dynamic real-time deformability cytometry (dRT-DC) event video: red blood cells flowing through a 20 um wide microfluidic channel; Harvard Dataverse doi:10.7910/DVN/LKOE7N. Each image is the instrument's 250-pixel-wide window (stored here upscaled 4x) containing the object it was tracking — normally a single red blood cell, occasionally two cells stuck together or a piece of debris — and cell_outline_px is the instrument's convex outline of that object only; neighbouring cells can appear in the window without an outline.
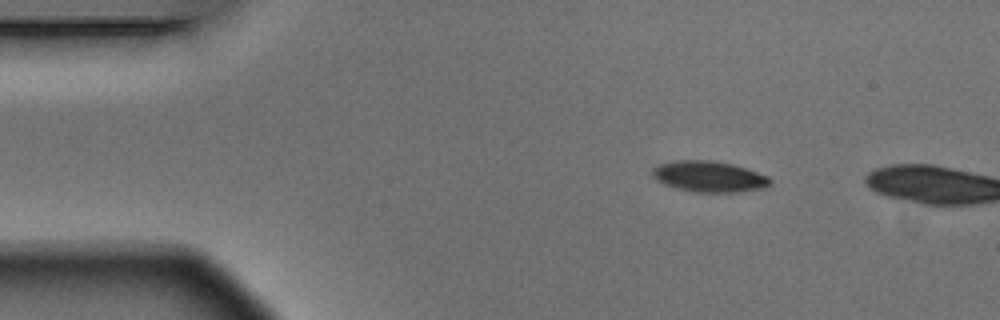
{"species": "Egyptian fruit bat (a non-hibernating species)", "species_latin": "Rousettus aegyptiacus", "temperature_condition": "warm", "stored_images_in_passage": 4, "camera_frame_rate_fps": 3000, "um_per_image_px": 0.085, "animal": {"sex": "male"}, "frame": {"image": 1, "passage_image": 3, "time_ms": 0.667, "image_size_px": [1000, 320], "cell_outline_px": [[772, 184], [764, 188], [740, 192], [692, 192], [676, 188], [664, 184], [656, 180], [652, 176], [652, 168], [660, 164], [676, 160], [712, 160], [732, 164], [768, 176], [772, 180]], "centroid_in_image_um": [60.27, 15.01], "position_along_channel_um": 24.7, "area_um2": 21.33}}